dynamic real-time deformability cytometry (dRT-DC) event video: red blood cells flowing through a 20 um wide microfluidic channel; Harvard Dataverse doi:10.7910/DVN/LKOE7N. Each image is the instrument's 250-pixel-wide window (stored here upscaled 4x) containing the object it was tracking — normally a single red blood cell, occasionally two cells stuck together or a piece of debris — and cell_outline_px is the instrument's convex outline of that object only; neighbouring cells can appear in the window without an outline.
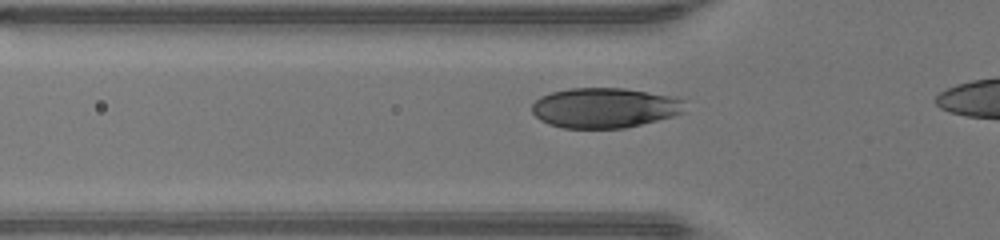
{"species": "human", "species_latin": "Homo sapiens", "temperature_condition": "warm", "stored_images_in_passage": 12, "camera_frame_rate_fps": 3000, "um_per_image_px": 0.085, "donor": {"sex": "male"}, "frame": {"image": 1, "passage_image": 10, "time_ms": 3.0, "image_size_px": [1000, 240], "cell_outline_px": [[684, 112], [672, 116], [624, 128], [564, 128], [548, 124], [540, 120], [532, 112], [532, 104], [540, 96], [552, 92], [568, 88], [624, 88], [676, 96], [684, 100]], "centroid_in_image_um": [51.39, 9.15], "position_along_channel_um": 74.4, "area_um2": 35.84}}